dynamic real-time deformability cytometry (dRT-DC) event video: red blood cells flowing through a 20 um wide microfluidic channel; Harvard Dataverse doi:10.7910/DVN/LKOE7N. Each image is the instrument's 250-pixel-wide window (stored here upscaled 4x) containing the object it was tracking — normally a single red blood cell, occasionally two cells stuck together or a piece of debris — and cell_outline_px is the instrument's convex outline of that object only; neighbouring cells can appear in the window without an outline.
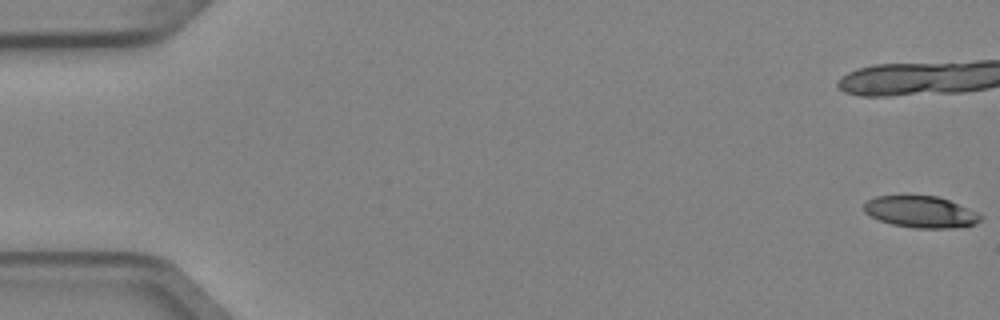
{"species": "Egyptian fruit bat (a non-hibernating species)", "species_latin": "Rousettus aegyptiacus", "temperature_condition": "cold", "stored_images_in_passage": 8, "camera_frame_rate_fps": 3000, "um_per_image_px": 0.085, "animal": {"sex": "female"}, "frame": {"image": 1, "passage_image": 1, "time_ms": 0.0, "image_size_px": [1000, 320], "cell_outline_px": [[984, 216], [976, 224], [952, 228], [916, 228], [892, 224], [880, 220], [864, 212], [864, 204], [868, 200], [876, 196], [936, 196], [948, 200], [976, 212]], "centroid_in_image_um": [78.27, 18.02], "position_along_channel_um": 6.7, "area_um2": 21.15}}